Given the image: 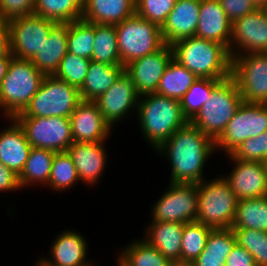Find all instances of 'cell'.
<instances>
[{"label": "cell", "mask_w": 267, "mask_h": 266, "mask_svg": "<svg viewBox=\"0 0 267 266\" xmlns=\"http://www.w3.org/2000/svg\"><path fill=\"white\" fill-rule=\"evenodd\" d=\"M231 155L242 161L265 163L267 161V131L254 138H248Z\"/></svg>", "instance_id": "42"}, {"label": "cell", "mask_w": 267, "mask_h": 266, "mask_svg": "<svg viewBox=\"0 0 267 266\" xmlns=\"http://www.w3.org/2000/svg\"><path fill=\"white\" fill-rule=\"evenodd\" d=\"M136 0H84L81 19L94 24L117 25L135 14Z\"/></svg>", "instance_id": "26"}, {"label": "cell", "mask_w": 267, "mask_h": 266, "mask_svg": "<svg viewBox=\"0 0 267 266\" xmlns=\"http://www.w3.org/2000/svg\"><path fill=\"white\" fill-rule=\"evenodd\" d=\"M232 230L236 243L253 256L256 266H267V232L242 228Z\"/></svg>", "instance_id": "39"}, {"label": "cell", "mask_w": 267, "mask_h": 266, "mask_svg": "<svg viewBox=\"0 0 267 266\" xmlns=\"http://www.w3.org/2000/svg\"><path fill=\"white\" fill-rule=\"evenodd\" d=\"M33 266H40V261L37 260V262H35V264Z\"/></svg>", "instance_id": "52"}, {"label": "cell", "mask_w": 267, "mask_h": 266, "mask_svg": "<svg viewBox=\"0 0 267 266\" xmlns=\"http://www.w3.org/2000/svg\"><path fill=\"white\" fill-rule=\"evenodd\" d=\"M56 22L35 14L8 21L9 48L13 57L30 60Z\"/></svg>", "instance_id": "13"}, {"label": "cell", "mask_w": 267, "mask_h": 266, "mask_svg": "<svg viewBox=\"0 0 267 266\" xmlns=\"http://www.w3.org/2000/svg\"><path fill=\"white\" fill-rule=\"evenodd\" d=\"M252 1L258 8H262L267 3V0H252Z\"/></svg>", "instance_id": "50"}, {"label": "cell", "mask_w": 267, "mask_h": 266, "mask_svg": "<svg viewBox=\"0 0 267 266\" xmlns=\"http://www.w3.org/2000/svg\"><path fill=\"white\" fill-rule=\"evenodd\" d=\"M90 62L91 59L67 52L60 61L58 69L53 76L59 80L67 82L77 89H80L87 75Z\"/></svg>", "instance_id": "40"}, {"label": "cell", "mask_w": 267, "mask_h": 266, "mask_svg": "<svg viewBox=\"0 0 267 266\" xmlns=\"http://www.w3.org/2000/svg\"><path fill=\"white\" fill-rule=\"evenodd\" d=\"M250 53H267V16L258 7L232 23L231 57Z\"/></svg>", "instance_id": "15"}, {"label": "cell", "mask_w": 267, "mask_h": 266, "mask_svg": "<svg viewBox=\"0 0 267 266\" xmlns=\"http://www.w3.org/2000/svg\"><path fill=\"white\" fill-rule=\"evenodd\" d=\"M79 182L80 179L75 165L68 152L55 153L51 166L50 179L46 188H49L50 191L55 193H61L76 187L77 183L81 184Z\"/></svg>", "instance_id": "35"}, {"label": "cell", "mask_w": 267, "mask_h": 266, "mask_svg": "<svg viewBox=\"0 0 267 266\" xmlns=\"http://www.w3.org/2000/svg\"><path fill=\"white\" fill-rule=\"evenodd\" d=\"M173 58L171 45L132 61L125 66L139 96L156 93L160 78Z\"/></svg>", "instance_id": "18"}, {"label": "cell", "mask_w": 267, "mask_h": 266, "mask_svg": "<svg viewBox=\"0 0 267 266\" xmlns=\"http://www.w3.org/2000/svg\"><path fill=\"white\" fill-rule=\"evenodd\" d=\"M55 152L32 147L23 171L19 175L21 189L30 187H47L50 179L52 161Z\"/></svg>", "instance_id": "28"}, {"label": "cell", "mask_w": 267, "mask_h": 266, "mask_svg": "<svg viewBox=\"0 0 267 266\" xmlns=\"http://www.w3.org/2000/svg\"><path fill=\"white\" fill-rule=\"evenodd\" d=\"M4 122L6 125L0 130V162L19 176L32 147L14 118H4Z\"/></svg>", "instance_id": "22"}, {"label": "cell", "mask_w": 267, "mask_h": 266, "mask_svg": "<svg viewBox=\"0 0 267 266\" xmlns=\"http://www.w3.org/2000/svg\"><path fill=\"white\" fill-rule=\"evenodd\" d=\"M232 22L219 0H201L195 37L225 45L230 52Z\"/></svg>", "instance_id": "23"}, {"label": "cell", "mask_w": 267, "mask_h": 266, "mask_svg": "<svg viewBox=\"0 0 267 266\" xmlns=\"http://www.w3.org/2000/svg\"><path fill=\"white\" fill-rule=\"evenodd\" d=\"M107 142H73L67 149L82 185L95 188L104 177L109 158Z\"/></svg>", "instance_id": "19"}, {"label": "cell", "mask_w": 267, "mask_h": 266, "mask_svg": "<svg viewBox=\"0 0 267 266\" xmlns=\"http://www.w3.org/2000/svg\"><path fill=\"white\" fill-rule=\"evenodd\" d=\"M12 54L9 52L6 56L0 58V85L2 82V79L7 74V70L10 64V60L12 58Z\"/></svg>", "instance_id": "48"}, {"label": "cell", "mask_w": 267, "mask_h": 266, "mask_svg": "<svg viewBox=\"0 0 267 266\" xmlns=\"http://www.w3.org/2000/svg\"><path fill=\"white\" fill-rule=\"evenodd\" d=\"M144 228L143 239L158 249L171 262L181 261L184 223L150 221Z\"/></svg>", "instance_id": "25"}, {"label": "cell", "mask_w": 267, "mask_h": 266, "mask_svg": "<svg viewBox=\"0 0 267 266\" xmlns=\"http://www.w3.org/2000/svg\"><path fill=\"white\" fill-rule=\"evenodd\" d=\"M196 79L192 72L172 58L160 78L156 93L181 100Z\"/></svg>", "instance_id": "31"}, {"label": "cell", "mask_w": 267, "mask_h": 266, "mask_svg": "<svg viewBox=\"0 0 267 266\" xmlns=\"http://www.w3.org/2000/svg\"><path fill=\"white\" fill-rule=\"evenodd\" d=\"M156 154L168 161L169 182L195 183L206 179V162L216 153L215 142L188 122L178 129L157 150Z\"/></svg>", "instance_id": "1"}, {"label": "cell", "mask_w": 267, "mask_h": 266, "mask_svg": "<svg viewBox=\"0 0 267 266\" xmlns=\"http://www.w3.org/2000/svg\"><path fill=\"white\" fill-rule=\"evenodd\" d=\"M201 0H176L166 22L161 27L164 43L194 37L196 34Z\"/></svg>", "instance_id": "21"}, {"label": "cell", "mask_w": 267, "mask_h": 266, "mask_svg": "<svg viewBox=\"0 0 267 266\" xmlns=\"http://www.w3.org/2000/svg\"><path fill=\"white\" fill-rule=\"evenodd\" d=\"M21 191L19 176L0 162V193Z\"/></svg>", "instance_id": "46"}, {"label": "cell", "mask_w": 267, "mask_h": 266, "mask_svg": "<svg viewBox=\"0 0 267 266\" xmlns=\"http://www.w3.org/2000/svg\"><path fill=\"white\" fill-rule=\"evenodd\" d=\"M139 95L131 77L124 71L118 80L94 102L97 104L99 111L103 115L105 122L112 128L116 124L123 123L132 116L135 118ZM115 125V126H114Z\"/></svg>", "instance_id": "14"}, {"label": "cell", "mask_w": 267, "mask_h": 266, "mask_svg": "<svg viewBox=\"0 0 267 266\" xmlns=\"http://www.w3.org/2000/svg\"><path fill=\"white\" fill-rule=\"evenodd\" d=\"M170 266H195L193 262L175 261L171 262Z\"/></svg>", "instance_id": "49"}, {"label": "cell", "mask_w": 267, "mask_h": 266, "mask_svg": "<svg viewBox=\"0 0 267 266\" xmlns=\"http://www.w3.org/2000/svg\"><path fill=\"white\" fill-rule=\"evenodd\" d=\"M176 0H136L135 13L162 27Z\"/></svg>", "instance_id": "41"}, {"label": "cell", "mask_w": 267, "mask_h": 266, "mask_svg": "<svg viewBox=\"0 0 267 266\" xmlns=\"http://www.w3.org/2000/svg\"><path fill=\"white\" fill-rule=\"evenodd\" d=\"M81 101L79 89L53 75L45 76L29 104L15 117L59 116L70 118Z\"/></svg>", "instance_id": "7"}, {"label": "cell", "mask_w": 267, "mask_h": 266, "mask_svg": "<svg viewBox=\"0 0 267 266\" xmlns=\"http://www.w3.org/2000/svg\"><path fill=\"white\" fill-rule=\"evenodd\" d=\"M231 77L238 86L243 102L267 104V53L232 57Z\"/></svg>", "instance_id": "11"}, {"label": "cell", "mask_w": 267, "mask_h": 266, "mask_svg": "<svg viewBox=\"0 0 267 266\" xmlns=\"http://www.w3.org/2000/svg\"><path fill=\"white\" fill-rule=\"evenodd\" d=\"M262 9L264 10V12L266 13V16H267V3L262 7Z\"/></svg>", "instance_id": "51"}, {"label": "cell", "mask_w": 267, "mask_h": 266, "mask_svg": "<svg viewBox=\"0 0 267 266\" xmlns=\"http://www.w3.org/2000/svg\"><path fill=\"white\" fill-rule=\"evenodd\" d=\"M267 131V104L242 102L229 121L224 133L215 142L218 152L231 154L248 138H254Z\"/></svg>", "instance_id": "10"}, {"label": "cell", "mask_w": 267, "mask_h": 266, "mask_svg": "<svg viewBox=\"0 0 267 266\" xmlns=\"http://www.w3.org/2000/svg\"><path fill=\"white\" fill-rule=\"evenodd\" d=\"M23 128L27 141L34 148L66 152L72 145L70 119L66 117H14Z\"/></svg>", "instance_id": "12"}, {"label": "cell", "mask_w": 267, "mask_h": 266, "mask_svg": "<svg viewBox=\"0 0 267 266\" xmlns=\"http://www.w3.org/2000/svg\"><path fill=\"white\" fill-rule=\"evenodd\" d=\"M224 266H256L253 256L237 243L225 259Z\"/></svg>", "instance_id": "45"}, {"label": "cell", "mask_w": 267, "mask_h": 266, "mask_svg": "<svg viewBox=\"0 0 267 266\" xmlns=\"http://www.w3.org/2000/svg\"><path fill=\"white\" fill-rule=\"evenodd\" d=\"M69 119L74 142L109 141L114 135L94 101L82 100Z\"/></svg>", "instance_id": "20"}, {"label": "cell", "mask_w": 267, "mask_h": 266, "mask_svg": "<svg viewBox=\"0 0 267 266\" xmlns=\"http://www.w3.org/2000/svg\"><path fill=\"white\" fill-rule=\"evenodd\" d=\"M45 75L30 60L12 57L0 85V117L14 118L29 104Z\"/></svg>", "instance_id": "4"}, {"label": "cell", "mask_w": 267, "mask_h": 266, "mask_svg": "<svg viewBox=\"0 0 267 266\" xmlns=\"http://www.w3.org/2000/svg\"><path fill=\"white\" fill-rule=\"evenodd\" d=\"M121 266H170L171 261L142 237L134 238L117 253Z\"/></svg>", "instance_id": "29"}, {"label": "cell", "mask_w": 267, "mask_h": 266, "mask_svg": "<svg viewBox=\"0 0 267 266\" xmlns=\"http://www.w3.org/2000/svg\"><path fill=\"white\" fill-rule=\"evenodd\" d=\"M222 80L197 78L181 101L183 116L190 122L200 111L203 104L209 100L212 90Z\"/></svg>", "instance_id": "37"}, {"label": "cell", "mask_w": 267, "mask_h": 266, "mask_svg": "<svg viewBox=\"0 0 267 266\" xmlns=\"http://www.w3.org/2000/svg\"><path fill=\"white\" fill-rule=\"evenodd\" d=\"M198 186L168 182L164 192L151 204L149 221L189 223L196 221Z\"/></svg>", "instance_id": "9"}, {"label": "cell", "mask_w": 267, "mask_h": 266, "mask_svg": "<svg viewBox=\"0 0 267 266\" xmlns=\"http://www.w3.org/2000/svg\"><path fill=\"white\" fill-rule=\"evenodd\" d=\"M10 52L8 21L0 18V58Z\"/></svg>", "instance_id": "47"}, {"label": "cell", "mask_w": 267, "mask_h": 266, "mask_svg": "<svg viewBox=\"0 0 267 266\" xmlns=\"http://www.w3.org/2000/svg\"><path fill=\"white\" fill-rule=\"evenodd\" d=\"M95 24L79 19L69 23L67 51L87 59L92 58Z\"/></svg>", "instance_id": "36"}, {"label": "cell", "mask_w": 267, "mask_h": 266, "mask_svg": "<svg viewBox=\"0 0 267 266\" xmlns=\"http://www.w3.org/2000/svg\"><path fill=\"white\" fill-rule=\"evenodd\" d=\"M84 0H36L37 16L59 23H70L82 17Z\"/></svg>", "instance_id": "33"}, {"label": "cell", "mask_w": 267, "mask_h": 266, "mask_svg": "<svg viewBox=\"0 0 267 266\" xmlns=\"http://www.w3.org/2000/svg\"><path fill=\"white\" fill-rule=\"evenodd\" d=\"M89 245L86 237L80 231L66 228L58 232L53 239L48 247L49 255H42L37 259L46 266H96L97 261L89 260Z\"/></svg>", "instance_id": "16"}, {"label": "cell", "mask_w": 267, "mask_h": 266, "mask_svg": "<svg viewBox=\"0 0 267 266\" xmlns=\"http://www.w3.org/2000/svg\"><path fill=\"white\" fill-rule=\"evenodd\" d=\"M115 262H116V264H115L116 266H121L117 261H115Z\"/></svg>", "instance_id": "53"}, {"label": "cell", "mask_w": 267, "mask_h": 266, "mask_svg": "<svg viewBox=\"0 0 267 266\" xmlns=\"http://www.w3.org/2000/svg\"><path fill=\"white\" fill-rule=\"evenodd\" d=\"M242 102L235 80L229 77L212 90L209 100L190 123L216 142Z\"/></svg>", "instance_id": "6"}, {"label": "cell", "mask_w": 267, "mask_h": 266, "mask_svg": "<svg viewBox=\"0 0 267 266\" xmlns=\"http://www.w3.org/2000/svg\"><path fill=\"white\" fill-rule=\"evenodd\" d=\"M115 29L121 64L124 67L159 50L165 44L161 27L136 13L115 25Z\"/></svg>", "instance_id": "8"}, {"label": "cell", "mask_w": 267, "mask_h": 266, "mask_svg": "<svg viewBox=\"0 0 267 266\" xmlns=\"http://www.w3.org/2000/svg\"><path fill=\"white\" fill-rule=\"evenodd\" d=\"M69 23L56 22L48 37L37 53L30 59L34 66L45 76H52L57 71L60 61L67 54Z\"/></svg>", "instance_id": "24"}, {"label": "cell", "mask_w": 267, "mask_h": 266, "mask_svg": "<svg viewBox=\"0 0 267 266\" xmlns=\"http://www.w3.org/2000/svg\"><path fill=\"white\" fill-rule=\"evenodd\" d=\"M198 210L196 221L212 229L231 228L238 198L229 183L219 174L197 184Z\"/></svg>", "instance_id": "5"}, {"label": "cell", "mask_w": 267, "mask_h": 266, "mask_svg": "<svg viewBox=\"0 0 267 266\" xmlns=\"http://www.w3.org/2000/svg\"><path fill=\"white\" fill-rule=\"evenodd\" d=\"M91 60L108 65H122L115 25L95 24V39Z\"/></svg>", "instance_id": "34"}, {"label": "cell", "mask_w": 267, "mask_h": 266, "mask_svg": "<svg viewBox=\"0 0 267 266\" xmlns=\"http://www.w3.org/2000/svg\"><path fill=\"white\" fill-rule=\"evenodd\" d=\"M231 228L267 232V196L239 200Z\"/></svg>", "instance_id": "32"}, {"label": "cell", "mask_w": 267, "mask_h": 266, "mask_svg": "<svg viewBox=\"0 0 267 266\" xmlns=\"http://www.w3.org/2000/svg\"><path fill=\"white\" fill-rule=\"evenodd\" d=\"M236 244L232 228L212 229L201 254L193 261L195 266H224L227 255Z\"/></svg>", "instance_id": "30"}, {"label": "cell", "mask_w": 267, "mask_h": 266, "mask_svg": "<svg viewBox=\"0 0 267 266\" xmlns=\"http://www.w3.org/2000/svg\"><path fill=\"white\" fill-rule=\"evenodd\" d=\"M212 228L194 221L184 224L181 242V261L193 262L204 250Z\"/></svg>", "instance_id": "38"}, {"label": "cell", "mask_w": 267, "mask_h": 266, "mask_svg": "<svg viewBox=\"0 0 267 266\" xmlns=\"http://www.w3.org/2000/svg\"><path fill=\"white\" fill-rule=\"evenodd\" d=\"M36 0H0V18L6 21L32 15Z\"/></svg>", "instance_id": "43"}, {"label": "cell", "mask_w": 267, "mask_h": 266, "mask_svg": "<svg viewBox=\"0 0 267 266\" xmlns=\"http://www.w3.org/2000/svg\"><path fill=\"white\" fill-rule=\"evenodd\" d=\"M171 47L173 58L197 78L231 77L232 57L225 45L194 36L180 39Z\"/></svg>", "instance_id": "3"}, {"label": "cell", "mask_w": 267, "mask_h": 266, "mask_svg": "<svg viewBox=\"0 0 267 266\" xmlns=\"http://www.w3.org/2000/svg\"><path fill=\"white\" fill-rule=\"evenodd\" d=\"M124 71L123 65H108L91 60L84 83L79 89L81 99L95 101L118 80Z\"/></svg>", "instance_id": "27"}, {"label": "cell", "mask_w": 267, "mask_h": 266, "mask_svg": "<svg viewBox=\"0 0 267 266\" xmlns=\"http://www.w3.org/2000/svg\"><path fill=\"white\" fill-rule=\"evenodd\" d=\"M135 118L139 123L140 135L154 151L188 123L183 116L180 100L157 93L139 97Z\"/></svg>", "instance_id": "2"}, {"label": "cell", "mask_w": 267, "mask_h": 266, "mask_svg": "<svg viewBox=\"0 0 267 266\" xmlns=\"http://www.w3.org/2000/svg\"><path fill=\"white\" fill-rule=\"evenodd\" d=\"M222 8L224 9L226 15L233 23L234 21L240 19L253 12L257 6L252 0H219Z\"/></svg>", "instance_id": "44"}, {"label": "cell", "mask_w": 267, "mask_h": 266, "mask_svg": "<svg viewBox=\"0 0 267 266\" xmlns=\"http://www.w3.org/2000/svg\"><path fill=\"white\" fill-rule=\"evenodd\" d=\"M232 165L230 172L222 174L238 200L267 196V168L265 163L242 161L226 155Z\"/></svg>", "instance_id": "17"}]
</instances>
